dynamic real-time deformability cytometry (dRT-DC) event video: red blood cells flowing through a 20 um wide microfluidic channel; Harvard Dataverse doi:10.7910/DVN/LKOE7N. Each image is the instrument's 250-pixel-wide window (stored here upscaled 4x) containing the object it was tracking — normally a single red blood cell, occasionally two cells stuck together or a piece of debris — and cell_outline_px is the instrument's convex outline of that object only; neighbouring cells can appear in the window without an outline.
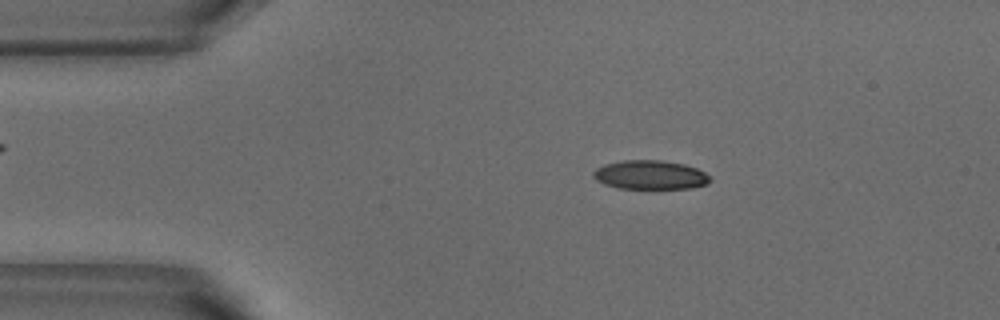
{"species": "common noctule bat (a hibernating species)", "species_latin": "Nyctalus noctula", "temperature_condition": "warm", "stored_images_in_passage": 40, "camera_frame_rate_fps": 3000, "um_per_image_px": 0.085, "animal": {"sex": "male", "body_mass_g": 18.8}, "frame": {"image": 1, "passage_image": 2, "time_ms": 0.333, "image_size_px": [1000, 320], "cell_outline_px": [[712, 180], [708, 184], [692, 188], [620, 188], [604, 184], [596, 180], [592, 176], [592, 172], [596, 168], [604, 164], [624, 160], [660, 160], [684, 164], [696, 168], [712, 176]], "centroid_in_image_um": [55.28, 14.86], "position_along_channel_um": 29.7, "area_um2": 19.83}}
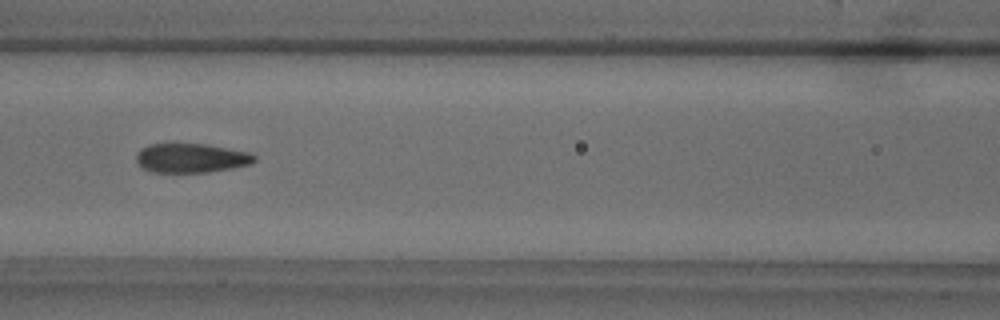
{"frame": {"image": 2, "passage_image": 15, "time_ms": 4.667, "image_size_px": [1000, 320], "cell_outline_px": [[256, 160], [252, 164], [232, 168], [208, 172], [152, 172], [144, 168], [136, 160], [136, 152], [140, 148], [148, 144], [168, 140], [176, 140], [208, 144], [252, 152], [256, 156]], "centroid_in_image_um": [16.23, 13.36], "position_along_channel_um": 150.4, "area_um2": 21.33}}
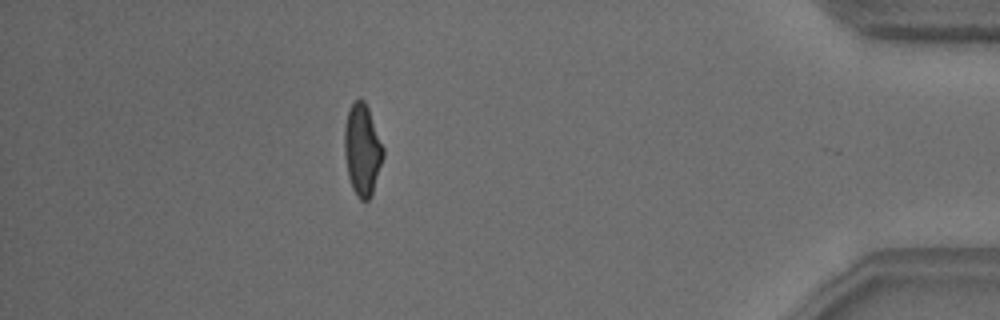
{"frame": {"image": 3, "passage_image": 39, "time_ms": 12.667, "image_size_px": [1000, 320], "cell_outline_px": [[384, 156], [372, 192], [368, 200], [360, 200], [356, 196], [352, 188], [348, 176], [344, 156], [344, 128], [348, 112], [352, 104], [356, 100], [364, 100], [368, 108], [384, 148]], "centroid_in_image_um": [30.78, 12.75], "position_along_channel_um": 404.4, "area_um2": 20.52}, "authors_computed_cell_mechanics": {"area_um2": 20.9236, "velocity_mm_per_s": 3.8017, "shape_relaxation_time_tau1_ms": 5.4505, "shape_relaxation_time_tau2_ms": 1.1762, "deformation_change_tau1": 0.1708, "deformation_change_tau2": 0.0732}}